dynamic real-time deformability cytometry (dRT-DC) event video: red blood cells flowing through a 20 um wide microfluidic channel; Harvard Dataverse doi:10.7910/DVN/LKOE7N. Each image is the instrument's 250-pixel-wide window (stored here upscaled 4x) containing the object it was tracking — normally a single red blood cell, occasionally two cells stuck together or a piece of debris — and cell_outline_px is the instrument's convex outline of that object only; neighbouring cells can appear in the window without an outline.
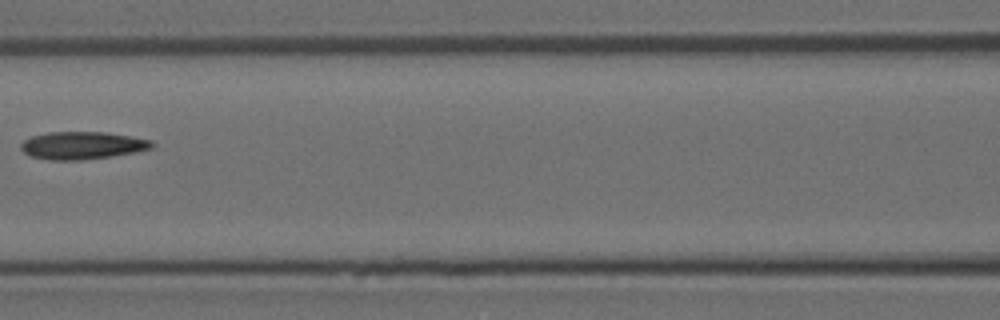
{"species": "Egyptian fruit bat (a non-hibernating species)", "species_latin": "Rousettus aegyptiacus", "temperature_condition": "room temperature", "stored_images_in_passage": 5, "camera_frame_rate_fps": 3000, "um_per_image_px": 0.085, "animal": {"sex": "female"}, "frame": {"image": 1, "passage_image": 5, "time_ms": 4.333, "image_size_px": [1000, 320], "cell_outline_px": [[156, 144], [152, 148], [136, 152], [112, 156], [80, 160], [52, 160], [32, 156], [24, 152], [20, 148], [20, 144], [24, 140], [32, 136], [48, 132], [104, 132], [132, 136], [152, 140]], "centroid_in_image_um": [7.03, 12.35], "position_along_channel_um": 159.6, "area_um2": 21.1}}